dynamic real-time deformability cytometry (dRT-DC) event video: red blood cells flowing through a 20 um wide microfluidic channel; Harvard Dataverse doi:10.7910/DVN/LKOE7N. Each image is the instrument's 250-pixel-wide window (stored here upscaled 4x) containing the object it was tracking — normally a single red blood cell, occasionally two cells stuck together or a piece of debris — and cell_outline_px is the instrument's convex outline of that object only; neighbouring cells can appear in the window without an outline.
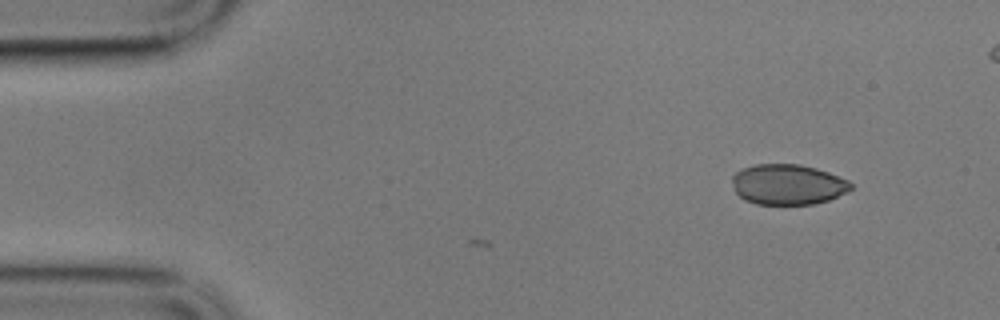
{"species": "common noctule bat (a hibernating species)", "species_latin": "Nyctalus noctula", "temperature_condition": "cold", "stored_images_in_passage": 3, "camera_frame_rate_fps": 3000, "um_per_image_px": 0.085, "animal": {"sex": "male", "body_mass_g": 17.9}, "frame": {"image": 1, "passage_image": 3, "time_ms": 0.667, "image_size_px": [1000, 320], "cell_outline_px": [[852, 188], [848, 192], [828, 200], [812, 204], [756, 204], [744, 200], [736, 192], [732, 184], [732, 176], [736, 172], [744, 168], [756, 164], [800, 164], [816, 168], [828, 172], [848, 180], [852, 184]], "centroid_in_image_um": [66.97, 15.68], "position_along_channel_um": 18.0, "area_um2": 27.98}}